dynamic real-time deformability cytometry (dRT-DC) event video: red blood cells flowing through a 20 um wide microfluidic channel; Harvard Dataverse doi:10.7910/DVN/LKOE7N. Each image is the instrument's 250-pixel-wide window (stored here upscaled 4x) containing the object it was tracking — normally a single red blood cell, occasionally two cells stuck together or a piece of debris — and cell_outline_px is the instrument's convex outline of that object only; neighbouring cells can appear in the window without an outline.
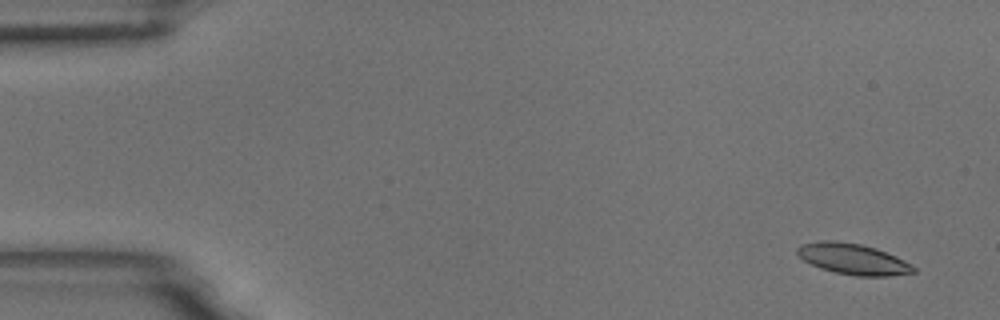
{"species": "common noctule bat (a hibernating species)", "species_latin": "Nyctalus noctula", "temperature_condition": "room temperature", "stored_images_in_passage": 5, "camera_frame_rate_fps": 3000, "um_per_image_px": 0.085, "animal": {"sex": "male", "body_mass_g": 18.8}, "frame": {"image": 1, "passage_image": 1, "time_ms": 0.0, "image_size_px": [1000, 320], "cell_outline_px": [[916, 272], [888, 276], [856, 276], [836, 272], [820, 268], [804, 260], [796, 252], [796, 248], [800, 244], [820, 240], [836, 240], [860, 244], [876, 248], [896, 256], [912, 264], [916, 268]], "centroid_in_image_um": [72.51, 22.01], "position_along_channel_um": 12.5, "area_um2": 20.98}}
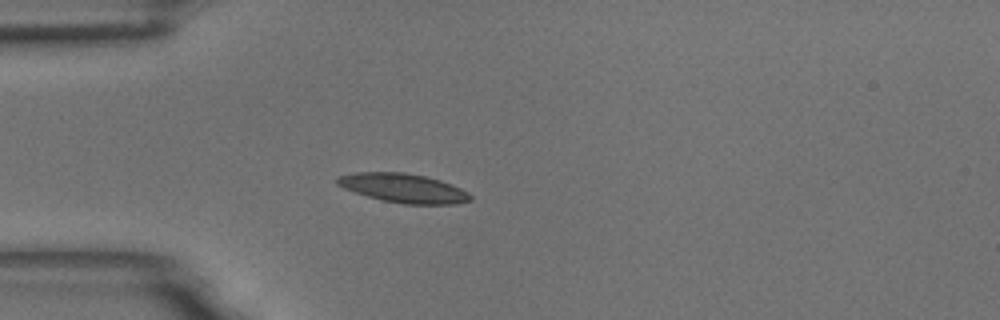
{"frame": {"image": 2, "passage_image": 4, "time_ms": 1.0, "image_size_px": [1000, 320], "cell_outline_px": [[472, 200], [456, 204], [404, 204], [384, 200], [368, 196], [344, 188], [336, 184], [336, 176], [356, 172], [404, 172], [424, 176], [440, 180], [452, 184], [468, 192], [472, 196]], "centroid_in_image_um": [34.3, 15.98], "position_along_channel_um": 50.7, "area_um2": 22.48}}